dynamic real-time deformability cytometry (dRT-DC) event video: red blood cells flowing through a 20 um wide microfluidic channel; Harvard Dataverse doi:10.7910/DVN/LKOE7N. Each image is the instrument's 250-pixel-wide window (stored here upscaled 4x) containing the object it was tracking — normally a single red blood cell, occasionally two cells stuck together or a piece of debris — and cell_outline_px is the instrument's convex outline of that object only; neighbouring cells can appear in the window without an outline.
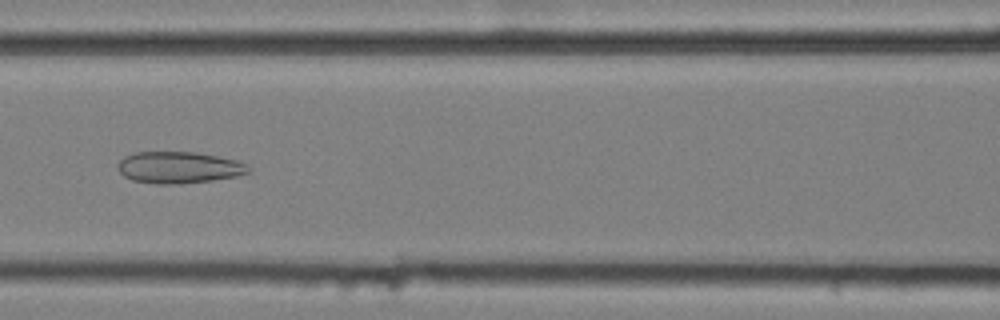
{"species": "common noctule bat (a hibernating species)", "species_latin": "Nyctalus noctula", "temperature_condition": "cold", "stored_images_in_passage": 58, "camera_frame_rate_fps": 3000, "um_per_image_px": 0.085, "animal": {"sex": "female", "body_mass_g": 25.1}, "frame": {"image": 1, "passage_image": 26, "time_ms": 8.333, "image_size_px": [1000, 320], "cell_outline_px": [[252, 168], [248, 172], [236, 176], [212, 180], [180, 184], [156, 184], [132, 180], [124, 176], [120, 172], [116, 164], [124, 156], [136, 152], [196, 152], [240, 160], [248, 164]], "centroid_in_image_um": [15.22, 14.23], "position_along_channel_um": 151.4, "area_um2": 24.33}}
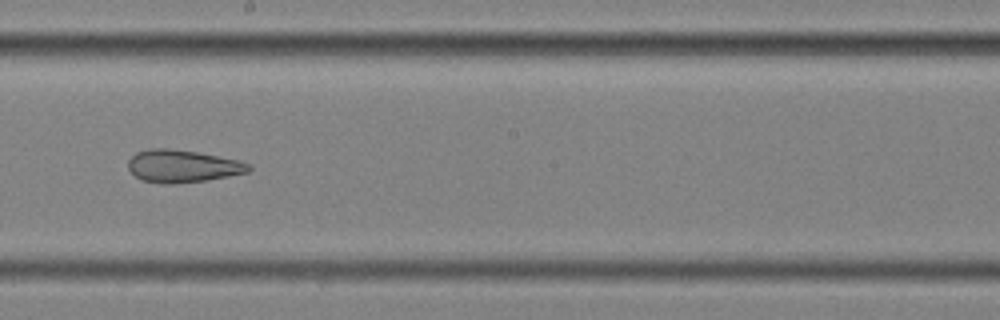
{"frame": {"image": 2, "passage_image": 33, "time_ms": 10.667, "image_size_px": [1000, 320], "cell_outline_px": [[252, 168], [248, 172], [208, 180], [172, 184], [160, 184], [140, 180], [128, 168], [128, 160], [136, 152], [148, 148], [164, 148], [196, 152], [236, 160], [248, 164]], "centroid_in_image_um": [15.46, 14.13], "position_along_channel_um": 232.7, "area_um2": 22.72}}
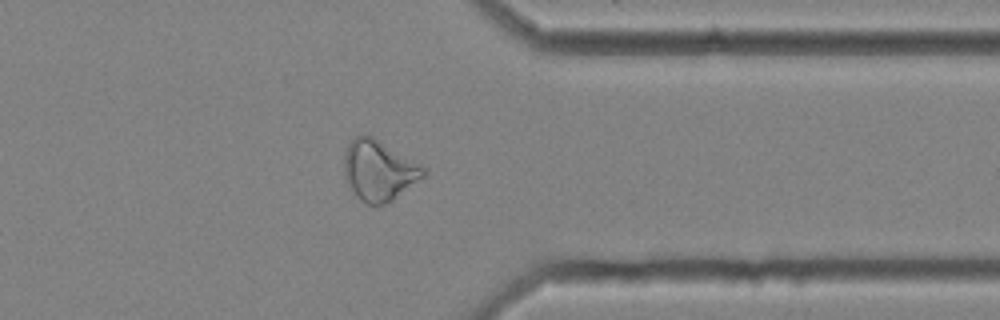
{"frame": {"image": 3, "passage_image": 46, "time_ms": 15.0, "image_size_px": [1000, 320], "cell_outline_px": [[428, 168], [424, 176], [392, 200], [384, 204], [368, 204], [360, 200], [356, 196], [344, 176], [344, 152], [348, 144], [356, 136], [372, 136]], "centroid_in_image_um": [32.2, 14.48], "position_along_channel_um": 379.2, "area_um2": 27.63}}